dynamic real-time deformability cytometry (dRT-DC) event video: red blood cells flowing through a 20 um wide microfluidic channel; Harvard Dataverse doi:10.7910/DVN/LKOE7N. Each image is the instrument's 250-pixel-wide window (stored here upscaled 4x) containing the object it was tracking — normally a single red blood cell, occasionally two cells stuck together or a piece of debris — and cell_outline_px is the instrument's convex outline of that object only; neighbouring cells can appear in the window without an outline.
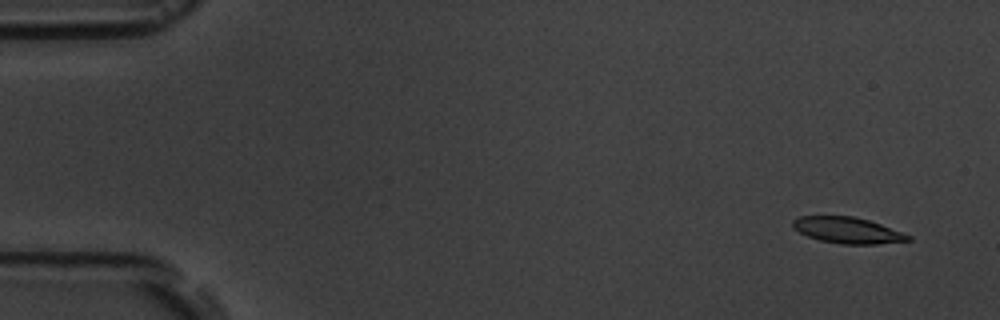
{"species": "common noctule bat (a hibernating species)", "species_latin": "Nyctalus noctula", "temperature_condition": "room temperature", "stored_images_in_passage": 4, "camera_frame_rate_fps": 3000, "um_per_image_px": 0.085, "animal": {"sex": "male", "body_mass_g": 19.5, "forearm_length_mm": 54.6}, "frame": {"image": 1, "passage_image": 1, "time_ms": 0.0, "image_size_px": [1000, 320], "cell_outline_px": [[912, 240], [876, 244], [840, 244], [820, 240], [808, 236], [800, 232], [792, 224], [792, 220], [800, 216], [852, 216], [868, 220], [880, 224], [912, 236]], "centroid_in_image_um": [72.05, 19.57], "position_along_channel_um": 12.9, "area_um2": 17.34}}
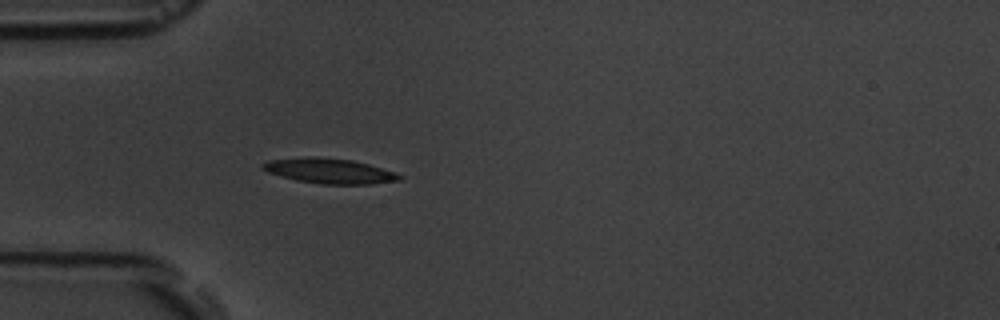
{"frame": {"image": 2, "passage_image": 4, "time_ms": 4.333, "image_size_px": [1000, 320], "cell_outline_px": [[404, 176], [400, 180], [372, 184], [320, 184], [296, 180], [268, 172], [260, 168], [260, 164], [268, 160], [304, 156], [312, 156], [352, 160], [368, 164], [396, 172]], "centroid_in_image_um": [27.99, 14.52], "position_along_channel_um": 57.0, "area_um2": 20.17}}